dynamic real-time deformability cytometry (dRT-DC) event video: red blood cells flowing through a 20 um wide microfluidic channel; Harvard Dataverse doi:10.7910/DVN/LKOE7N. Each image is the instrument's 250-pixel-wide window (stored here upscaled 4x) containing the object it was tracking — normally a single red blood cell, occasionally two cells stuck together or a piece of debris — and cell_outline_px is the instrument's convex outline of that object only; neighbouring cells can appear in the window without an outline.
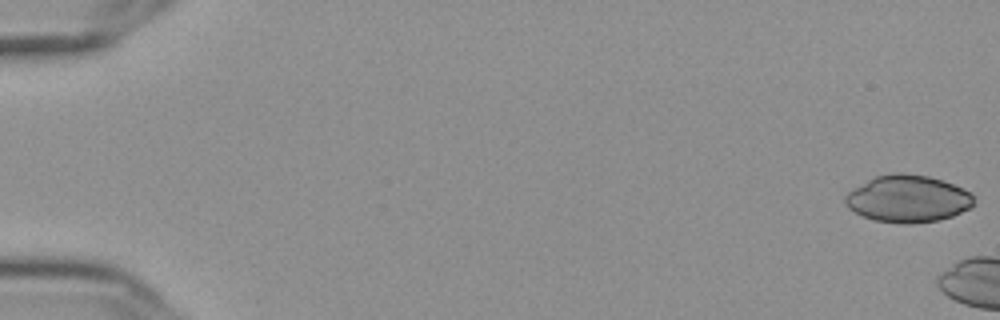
{"species": "Egyptian fruit bat (a non-hibernating species)", "species_latin": "Rousettus aegyptiacus", "temperature_condition": "cold", "stored_images_in_passage": 10, "camera_frame_rate_fps": 3000, "um_per_image_px": 0.085, "frame": {"image": 1, "passage_image": 1, "time_ms": 0.0, "image_size_px": [1000, 320], "cell_outline_px": [[972, 208], [952, 216], [940, 220], [912, 224], [900, 224], [876, 220], [864, 216], [848, 208], [844, 204], [844, 196], [848, 192], [868, 180], [876, 176], [896, 172], [928, 176], [944, 180], [968, 192], [972, 196]], "centroid_in_image_um": [77.15, 16.91], "position_along_channel_um": 7.8, "area_um2": 35.14}}